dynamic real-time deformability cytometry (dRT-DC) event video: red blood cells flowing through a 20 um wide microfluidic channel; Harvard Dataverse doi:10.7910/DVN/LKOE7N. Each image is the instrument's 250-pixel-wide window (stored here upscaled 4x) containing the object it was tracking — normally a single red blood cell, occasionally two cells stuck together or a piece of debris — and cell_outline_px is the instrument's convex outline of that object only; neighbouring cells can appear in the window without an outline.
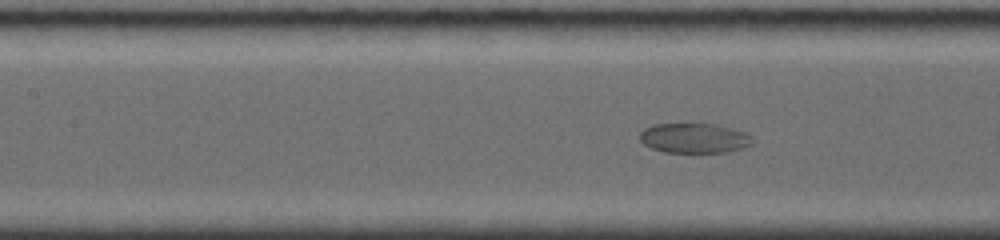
{"species": "common noctule bat (a hibernating species)", "species_latin": "Nyctalus noctula", "temperature_condition": "room temperature", "stored_images_in_passage": 37, "segment_of_instrument_passage": [1, 2], "camera_frame_rate_fps": 4000, "um_per_image_px": 0.085, "animal": {"sex": "female", "body_mass_g": 19.0, "forearm_length_mm": 56.7}, "frame": {"image": 1, "passage_image": 9, "time_ms": 2.0, "image_size_px": [1000, 240], "cell_outline_px": [[756, 140], [752, 144], [740, 148], [724, 152], [664, 152], [652, 148], [644, 144], [640, 140], [640, 132], [644, 128], [652, 124], [716, 124], [748, 132]], "centroid_in_image_um": [59.04, 11.73], "position_along_channel_um": 148.4, "area_um2": 19.71}}
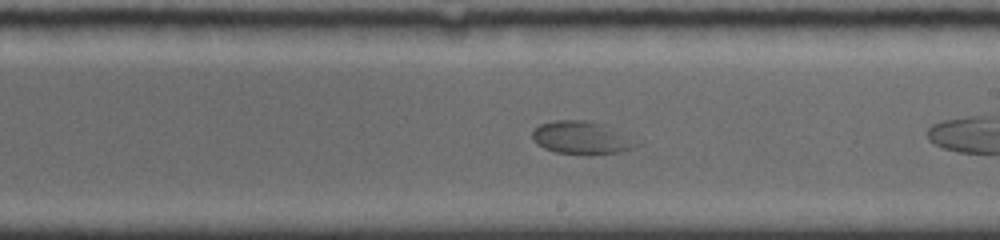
{"frame": {"image": 2, "passage_image": 21, "time_ms": 4.5, "image_size_px": [1000, 240], "cell_outline_px": [[644, 140], [640, 144], [632, 148], [620, 152], [588, 156], [556, 152], [544, 148], [536, 144], [532, 140], [532, 128], [540, 124], [552, 120], [588, 120], [604, 124]], "centroid_in_image_um": [49.51, 11.71], "position_along_channel_um": 239.5, "area_um2": 20.98}}
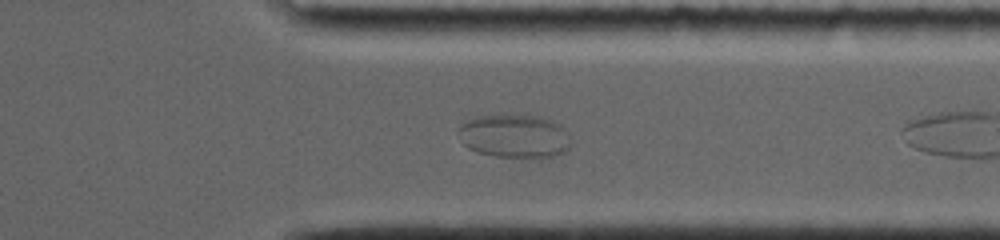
{"frame": {"image": 3, "passage_image": 33, "time_ms": 8.0, "image_size_px": [1000, 240], "cell_outline_px": [[572, 144], [564, 152], [540, 160], [496, 156], [476, 152], [468, 148], [464, 144], [456, 132], [468, 120], [476, 116], [524, 112], [552, 120], [560, 124], [568, 132]], "centroid_in_image_um": [43.78, 11.56], "position_along_channel_um": 367.6, "area_um2": 29.77}}